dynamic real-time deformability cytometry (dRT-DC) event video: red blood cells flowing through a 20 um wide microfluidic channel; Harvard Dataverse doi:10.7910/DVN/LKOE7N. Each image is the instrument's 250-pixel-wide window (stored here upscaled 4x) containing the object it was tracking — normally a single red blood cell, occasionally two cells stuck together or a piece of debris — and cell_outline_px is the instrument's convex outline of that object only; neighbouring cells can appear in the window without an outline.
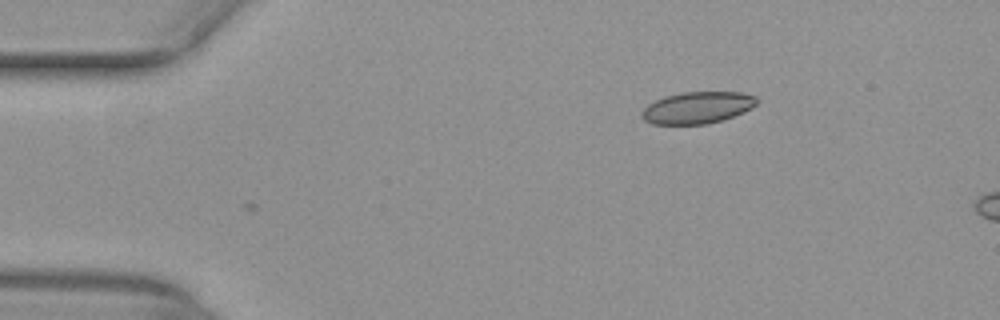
{"species": "common noctule bat (a hibernating species)", "species_latin": "Nyctalus noctula", "temperature_condition": "warm", "stored_images_in_passage": 2, "camera_frame_rate_fps": 3000, "um_per_image_px": 0.085, "animal": {"sex": "female", "body_mass_g": 29.2, "forearm_length_mm": 56.3}, "frame": {"image": 1, "passage_image": 2, "time_ms": 0.333, "image_size_px": [1000, 320], "cell_outline_px": [[756, 104], [752, 108], [732, 116], [720, 120], [704, 124], [652, 124], [644, 120], [640, 116], [640, 112], [648, 104], [664, 96], [680, 92], [740, 92], [756, 96]], "centroid_in_image_um": [59.23, 9.14], "position_along_channel_um": 25.8, "area_um2": 21.21}}